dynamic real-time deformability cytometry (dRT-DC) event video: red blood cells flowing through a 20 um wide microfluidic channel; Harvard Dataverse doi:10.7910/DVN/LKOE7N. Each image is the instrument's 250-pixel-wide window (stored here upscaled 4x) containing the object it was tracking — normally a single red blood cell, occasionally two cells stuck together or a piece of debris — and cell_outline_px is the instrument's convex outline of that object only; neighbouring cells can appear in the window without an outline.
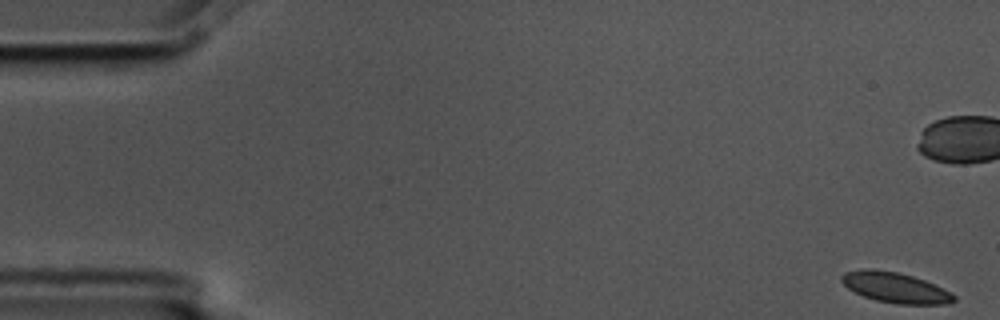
{"species": "common noctule bat (a hibernating species)", "species_latin": "Nyctalus noctula", "temperature_condition": "cold", "stored_images_in_passage": 57, "camera_frame_rate_fps": 3000, "um_per_image_px": 0.085, "animal": {"sex": "male", "body_mass_g": 17.5, "forearm_length_mm": 52.3}, "frame": {"image": 1, "passage_image": 1, "time_ms": 0.0, "image_size_px": [1000, 320], "cell_outline_px": [[956, 300], [944, 304], [896, 304], [876, 300], [864, 296], [848, 288], [840, 280], [840, 276], [844, 272], [864, 268], [872, 268], [896, 272], [912, 276], [924, 280], [952, 292], [956, 296]], "centroid_in_image_um": [76.09, 24.43], "position_along_channel_um": 8.9, "area_um2": 19.88}, "authors_computed_cell_mechanics": {"area_um2": 19.9988, "velocity_mm_per_s": 3.5384, "shape_relaxation_time_tau1_ms": 7.9134, "shape_relaxation_time_tau2_ms": 2.8625, "deformation_change_tau1": 0.0885, "deformation_change_tau2": 0.0614}}